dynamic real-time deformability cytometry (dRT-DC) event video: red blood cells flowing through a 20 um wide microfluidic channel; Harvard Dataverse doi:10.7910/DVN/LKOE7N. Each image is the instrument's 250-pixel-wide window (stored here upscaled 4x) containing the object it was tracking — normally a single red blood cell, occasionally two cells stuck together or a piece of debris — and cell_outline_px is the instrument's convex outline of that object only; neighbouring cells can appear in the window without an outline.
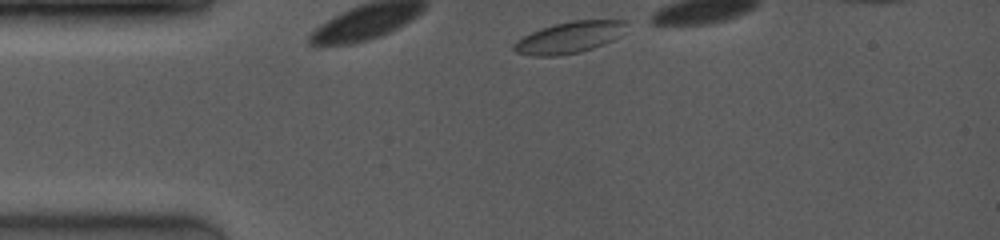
{"species": "common noctule bat (a hibernating species)", "species_latin": "Nyctalus noctula", "temperature_condition": "room temperature", "stored_images_in_passage": 6, "camera_frame_rate_fps": 4000, "um_per_image_px": 0.085, "animal": {"sex": "female", "body_mass_g": 19.0, "forearm_length_mm": 53.3}, "frame": {"image": 1, "passage_image": 1, "time_ms": 0.0, "image_size_px": [1000, 240], "cell_outline_px": [[628, 24], [620, 36], [604, 44], [580, 52], [556, 56], [532, 56], [516, 52], [512, 48], [512, 44], [516, 40], [540, 28], [552, 24], [572, 20], [628, 20]], "centroid_in_image_um": [48.39, 3.17], "position_along_channel_um": 36.6, "area_um2": 20.81}}